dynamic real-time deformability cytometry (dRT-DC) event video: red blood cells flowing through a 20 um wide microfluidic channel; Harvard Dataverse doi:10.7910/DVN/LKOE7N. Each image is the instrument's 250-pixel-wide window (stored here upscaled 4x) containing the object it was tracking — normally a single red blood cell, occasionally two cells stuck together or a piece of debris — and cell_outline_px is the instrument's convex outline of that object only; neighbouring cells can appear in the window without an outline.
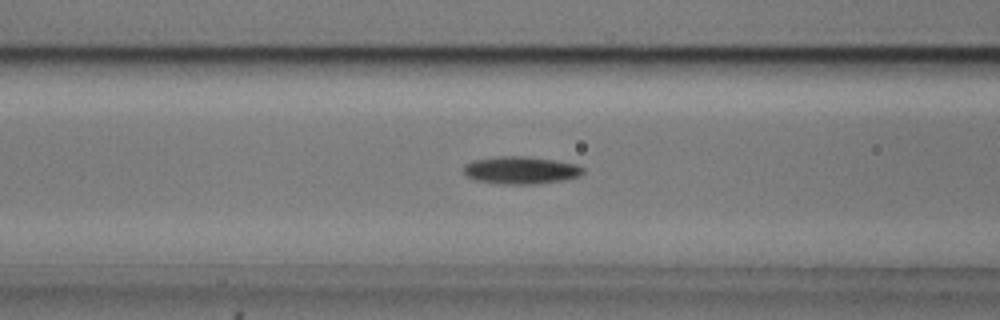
{"species": "common noctule bat (a hibernating species)", "species_latin": "Nyctalus noctula", "temperature_condition": "cold", "stored_images_in_passage": 29, "camera_frame_rate_fps": 3000, "um_per_image_px": 0.085, "animal": {"sex": "male", "body_mass_g": 20.5, "forearm_length_mm": 52.5}, "frame": {"image": 1, "passage_image": 9, "time_ms": 2.667, "image_size_px": [1000, 320], "cell_outline_px": [[584, 172], [580, 176], [564, 180], [536, 184], [504, 184], [476, 180], [464, 176], [464, 164], [472, 160], [500, 156], [524, 156], [552, 160], [576, 164], [584, 168]], "centroid_in_image_um": [44.25, 14.47], "position_along_channel_um": 122.3, "area_um2": 19.19}}
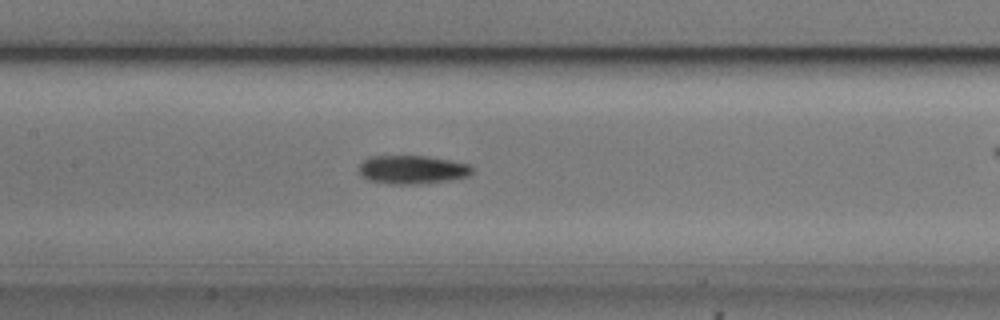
{"frame": {"image": 2, "passage_image": 13, "time_ms": 4.0, "image_size_px": [1000, 320], "cell_outline_px": [[472, 176], [448, 180], [412, 184], [388, 184], [368, 180], [360, 176], [360, 164], [364, 160], [372, 156], [428, 156], [468, 164], [472, 168]], "centroid_in_image_um": [35.03, 14.42], "position_along_channel_um": 172.4, "area_um2": 18.73}, "authors_computed_cell_mechanics": {"area_um2": 18.4382, "velocity_mm_per_s": 3.7239, "shape_relaxation_time_tau1_ms": 3.2302, "shape_relaxation_time_tau2_ms": null, "deformation_change_tau1": 0.1225, "deformation_change_tau2": null}}